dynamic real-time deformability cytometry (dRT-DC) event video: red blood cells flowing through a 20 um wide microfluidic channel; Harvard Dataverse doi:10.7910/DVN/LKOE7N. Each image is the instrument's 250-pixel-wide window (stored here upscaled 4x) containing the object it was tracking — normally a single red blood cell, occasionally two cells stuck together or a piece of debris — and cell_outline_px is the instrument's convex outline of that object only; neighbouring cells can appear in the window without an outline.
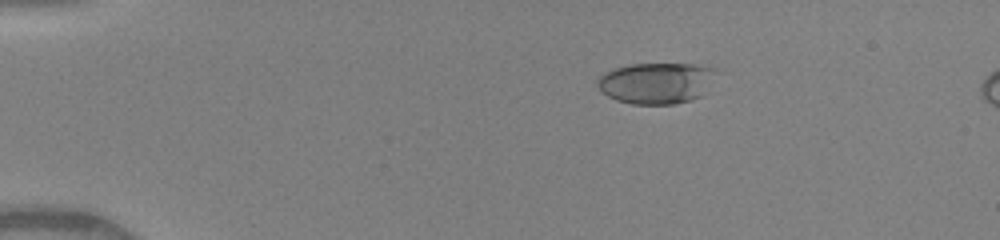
{"species": "human", "species_latin": "Homo sapiens", "temperature_condition": "warm", "stored_images_in_passage": 42, "camera_frame_rate_fps": 3000, "um_per_image_px": 0.085, "donor": {"sex": "female"}, "frame": {"image": 1, "passage_image": 1, "time_ms": 0.0, "image_size_px": [1000, 240], "cell_outline_px": [[716, 68], [700, 96], [692, 100], [672, 104], [632, 104], [616, 100], [608, 96], [596, 84], [596, 80], [604, 72], [628, 64], [708, 64]], "centroid_in_image_um": [55.74, 7.04], "position_along_channel_um": 29.3, "area_um2": 28.21}}
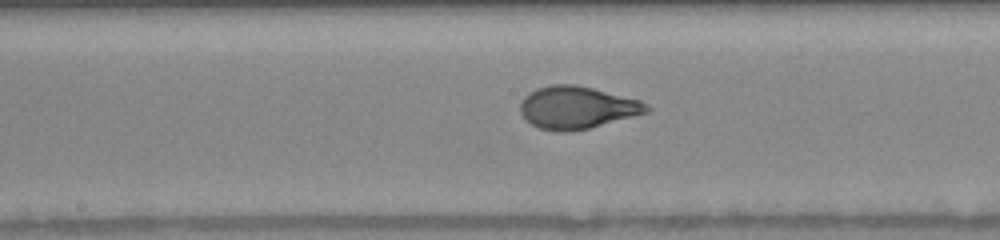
{"frame": {"image": 2, "passage_image": 19, "time_ms": 6.0, "image_size_px": [1000, 240], "cell_outline_px": [[652, 108], [648, 112], [588, 128], [568, 132], [556, 132], [540, 128], [532, 124], [520, 112], [520, 104], [524, 96], [528, 92], [536, 88], [552, 84], [576, 84], [640, 100], [648, 104]], "centroid_in_image_um": [49.03, 9.13], "position_along_channel_um": 199.2, "area_um2": 31.15}}
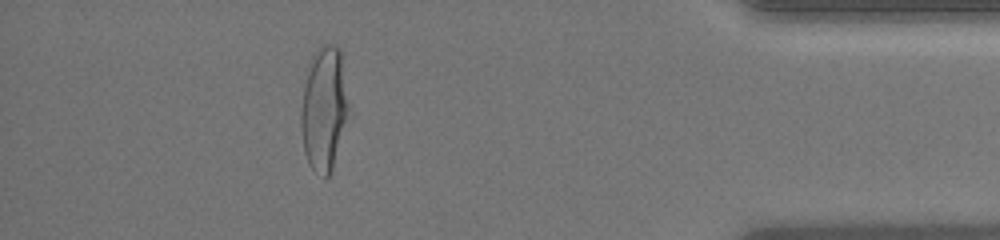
{"frame": {"image": 3, "passage_image": 37, "time_ms": 12.0, "image_size_px": [1000, 240], "cell_outline_px": [[348, 108], [332, 168], [328, 176], [324, 180], [308, 164], [304, 152], [300, 128], [300, 108], [304, 68], [312, 56], [324, 44], [336, 44], [340, 48], [348, 104]], "centroid_in_image_um": [27.46, 9.19], "position_along_channel_um": 407.7, "area_um2": 34.56}, "authors_computed_cell_mechanics": {"area_um2": 30.9808, "velocity_mm_per_s": 4.1035, "shape_relaxation_time_tau1_ms": 4.7939, "shape_relaxation_time_tau2_ms": null, "deformation_change_tau1": 0.2105, "deformation_change_tau2": null}}